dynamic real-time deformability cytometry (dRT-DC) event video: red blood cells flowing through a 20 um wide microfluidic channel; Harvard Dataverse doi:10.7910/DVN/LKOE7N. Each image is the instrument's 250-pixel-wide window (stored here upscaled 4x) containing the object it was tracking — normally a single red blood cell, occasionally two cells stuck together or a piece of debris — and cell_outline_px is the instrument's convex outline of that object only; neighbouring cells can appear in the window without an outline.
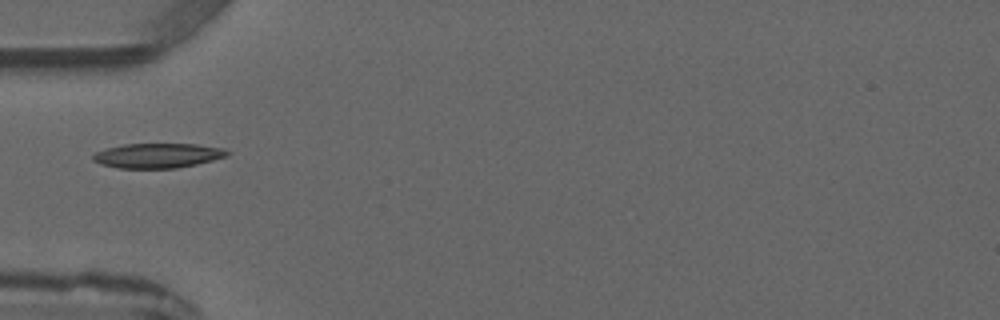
{"species": "common noctule bat (a hibernating species)", "species_latin": "Nyctalus noctula", "temperature_condition": "warm", "stored_images_in_passage": 6, "camera_frame_rate_fps": 3000, "um_per_image_px": 0.085, "animal": {"sex": "male", "forearm_length_mm": 52.5}, "frame": {"image": 1, "passage_image": 5, "time_ms": 4.667, "image_size_px": [1000, 320], "cell_outline_px": [[232, 152], [228, 156], [196, 164], [176, 168], [116, 168], [100, 164], [92, 160], [92, 156], [96, 152], [108, 148], [124, 144], [196, 144], [224, 148]], "centroid_in_image_um": [13.43, 13.22], "position_along_channel_um": 71.6, "area_um2": 19.36}}
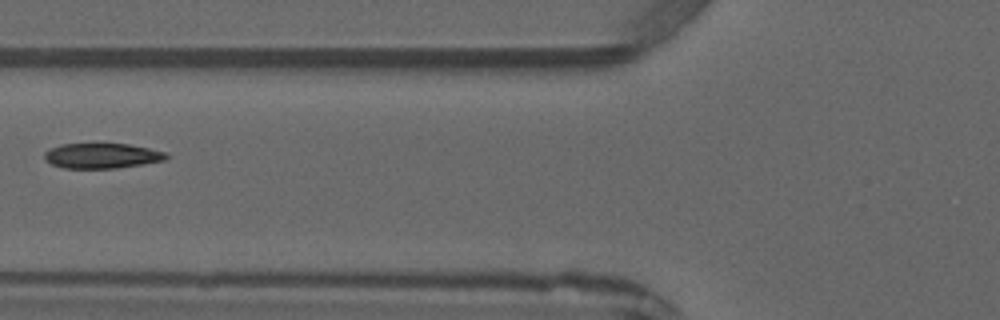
{"frame": {"image": 2, "passage_image": 6, "time_ms": 5.667, "image_size_px": [1000, 320], "cell_outline_px": [[168, 156], [164, 160], [116, 168], [64, 168], [52, 164], [44, 160], [44, 152], [48, 148], [60, 144], [128, 144], [148, 148], [164, 152]], "centroid_in_image_um": [8.58, 13.23], "position_along_channel_um": 117.2, "area_um2": 17.69}}